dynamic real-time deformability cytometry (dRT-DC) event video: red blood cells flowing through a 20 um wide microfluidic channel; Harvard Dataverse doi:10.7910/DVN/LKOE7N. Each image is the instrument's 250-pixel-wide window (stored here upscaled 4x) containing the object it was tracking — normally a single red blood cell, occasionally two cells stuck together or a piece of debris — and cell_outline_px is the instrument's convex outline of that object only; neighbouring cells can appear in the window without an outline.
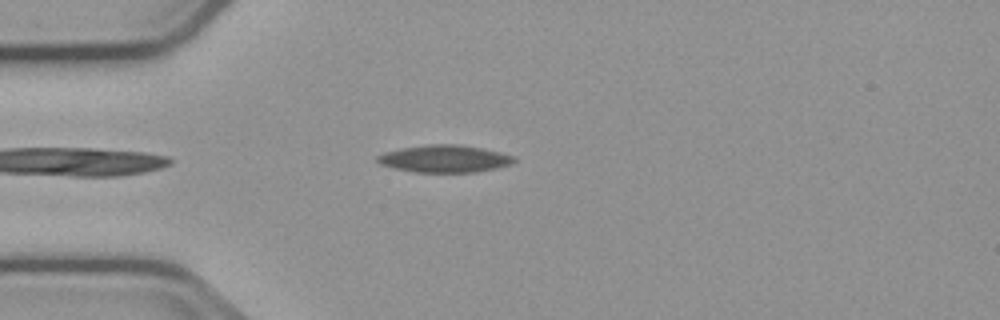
{"species": "common noctule bat (a hibernating species)", "species_latin": "Nyctalus noctula", "temperature_condition": "cold", "stored_images_in_passage": 41, "camera_frame_rate_fps": 3000, "um_per_image_px": 0.085, "animal": {"sex": "male", "body_mass_g": 23.1, "forearm_length_mm": 52.7}, "frame": {"image": 1, "passage_image": 4, "time_ms": 1.0, "image_size_px": [1000, 320], "cell_outline_px": [[516, 160], [512, 164], [496, 168], [476, 172], [412, 172], [380, 164], [376, 160], [376, 156], [384, 152], [400, 148], [428, 144], [460, 144], [500, 152], [512, 156]], "centroid_in_image_um": [37.76, 13.49], "position_along_channel_um": 47.2, "area_um2": 21.73}}
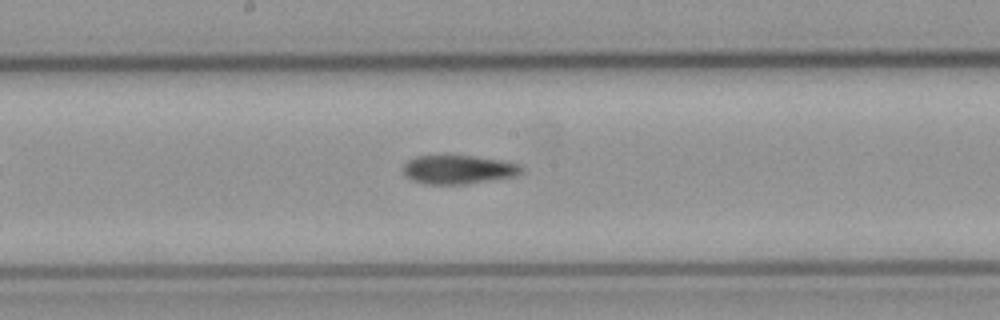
{"frame": {"image": 2, "passage_image": 18, "time_ms": 5.667, "image_size_px": [1000, 320], "cell_outline_px": [[524, 172], [516, 176], [492, 180], [464, 184], [424, 184], [412, 180], [404, 172], [404, 164], [408, 160], [416, 156], [472, 156], [520, 164], [524, 168]], "centroid_in_image_um": [38.99, 14.42], "position_along_channel_um": 209.2, "area_um2": 19.65}}
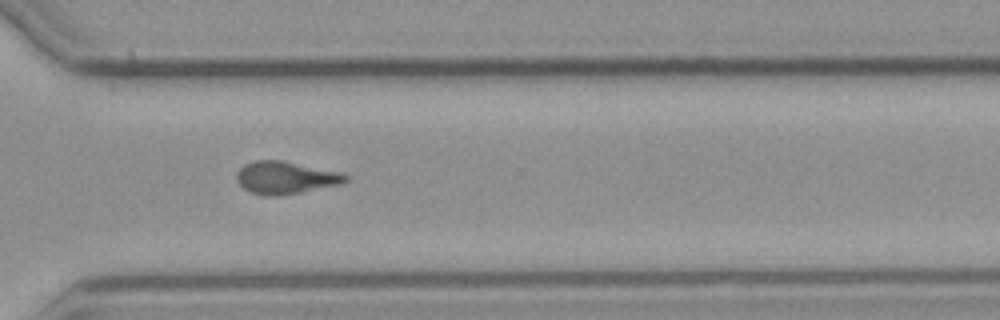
{"frame": {"image": 3, "passage_image": 29, "time_ms": 9.333, "image_size_px": [1000, 320], "cell_outline_px": [[348, 180], [340, 184], [280, 196], [264, 196], [252, 192], [244, 188], [236, 180], [236, 172], [244, 164], [256, 160], [280, 160], [344, 172], [348, 176]], "centroid_in_image_um": [24.28, 15.09], "position_along_channel_um": 346.3, "area_um2": 20.69}, "authors_computed_cell_mechanics": {"area_um2": 20.9236, "velocity_mm_per_s": 3.7496, "shape_relaxation_time_tau1_ms": null, "shape_relaxation_time_tau2_ms": 5.9027, "deformation_change_tau1": null, "deformation_change_tau2": 0.1312}}